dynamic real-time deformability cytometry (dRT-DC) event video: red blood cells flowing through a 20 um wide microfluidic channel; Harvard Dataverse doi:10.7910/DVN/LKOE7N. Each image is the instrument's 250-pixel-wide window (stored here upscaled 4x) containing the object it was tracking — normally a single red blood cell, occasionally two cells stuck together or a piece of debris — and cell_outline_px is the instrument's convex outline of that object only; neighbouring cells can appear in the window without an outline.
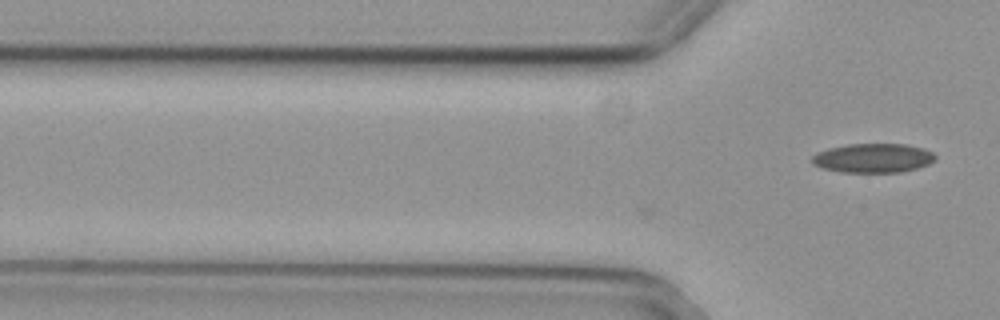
{"species": "common noctule bat (a hibernating species)", "species_latin": "Nyctalus noctula", "temperature_condition": "cold", "stored_images_in_passage": 4, "camera_frame_rate_fps": 3000, "um_per_image_px": 0.085, "animal": {"sex": "female", "body_mass_g": 29.2, "forearm_length_mm": 56.3}, "frame": {"image": 1, "passage_image": 4, "time_ms": 1.0, "image_size_px": [1000, 320], "cell_outline_px": [[936, 160], [928, 164], [916, 168], [900, 172], [840, 172], [820, 168], [812, 164], [812, 156], [816, 152], [828, 148], [848, 144], [904, 144], [924, 148], [932, 152], [936, 156]], "centroid_in_image_um": [74.18, 13.43], "position_along_channel_um": 51.6, "area_um2": 21.1}}